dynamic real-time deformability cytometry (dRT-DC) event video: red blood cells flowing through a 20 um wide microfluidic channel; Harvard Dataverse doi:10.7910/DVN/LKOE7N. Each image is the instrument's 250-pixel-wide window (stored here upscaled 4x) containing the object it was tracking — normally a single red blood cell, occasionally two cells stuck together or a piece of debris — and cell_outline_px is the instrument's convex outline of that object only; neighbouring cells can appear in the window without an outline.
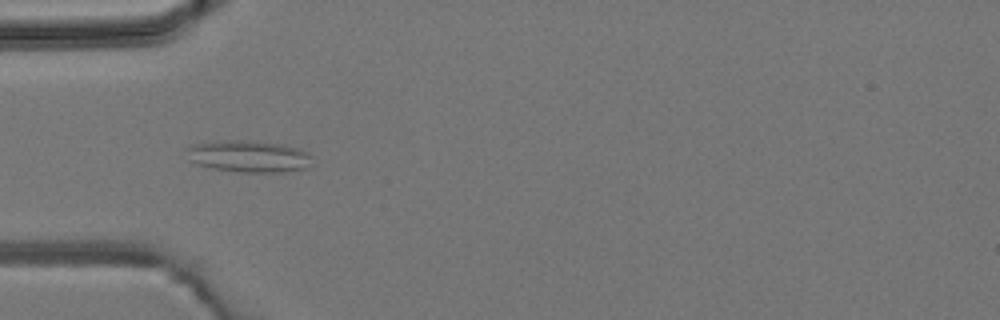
{"species": "common noctule bat (a hibernating species)", "species_latin": "Nyctalus noctula", "temperature_condition": "room temperature", "stored_images_in_passage": 3, "camera_frame_rate_fps": 3000, "um_per_image_px": 0.085, "animal": {"sex": "male", "body_mass_g": 19.2, "forearm_length_mm": 51.8}, "frame": {"image": 1, "passage_image": 2, "time_ms": 1.333, "image_size_px": [1000, 320], "cell_outline_px": [[308, 168], [284, 172], [236, 172], [212, 168], [196, 164], [188, 160], [184, 148], [192, 144], [228, 140], [248, 140], [284, 144], [300, 148], [308, 152]], "centroid_in_image_um": [21.07, 13.28], "position_along_channel_um": 63.9, "area_um2": 23.52}}